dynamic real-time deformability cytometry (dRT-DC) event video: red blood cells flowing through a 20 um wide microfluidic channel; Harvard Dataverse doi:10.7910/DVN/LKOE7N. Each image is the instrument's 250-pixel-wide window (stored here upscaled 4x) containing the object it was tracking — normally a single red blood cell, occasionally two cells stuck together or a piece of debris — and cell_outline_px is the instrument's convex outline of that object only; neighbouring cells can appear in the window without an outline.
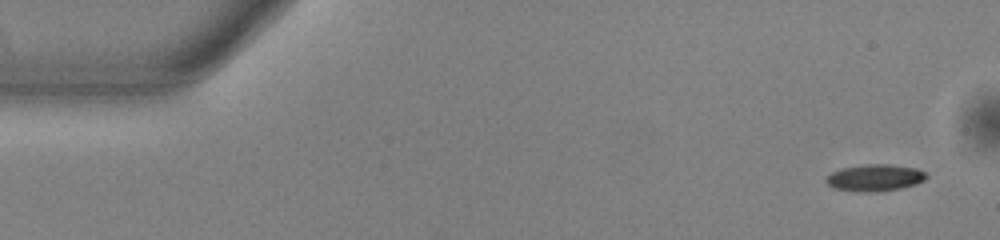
{"species": "common noctule bat (a hibernating species)", "species_latin": "Nyctalus noctula", "temperature_condition": "warm", "stored_images_in_passage": 11, "camera_frame_rate_fps": 3000, "um_per_image_px": 0.085, "animal": {"sex": "male", "body_mass_g": 13.0, "forearm_length_mm": 53.1}, "frame": {"image": 1, "passage_image": 1, "time_ms": 0.0, "image_size_px": [1000, 240], "cell_outline_px": [[928, 176], [924, 180], [916, 184], [900, 188], [880, 192], [856, 192], [832, 188], [824, 180], [832, 172], [840, 168], [868, 164], [888, 164], [916, 168], [924, 172]], "centroid_in_image_um": [74.34, 15.12], "position_along_channel_um": 10.7, "area_um2": 15.78}}